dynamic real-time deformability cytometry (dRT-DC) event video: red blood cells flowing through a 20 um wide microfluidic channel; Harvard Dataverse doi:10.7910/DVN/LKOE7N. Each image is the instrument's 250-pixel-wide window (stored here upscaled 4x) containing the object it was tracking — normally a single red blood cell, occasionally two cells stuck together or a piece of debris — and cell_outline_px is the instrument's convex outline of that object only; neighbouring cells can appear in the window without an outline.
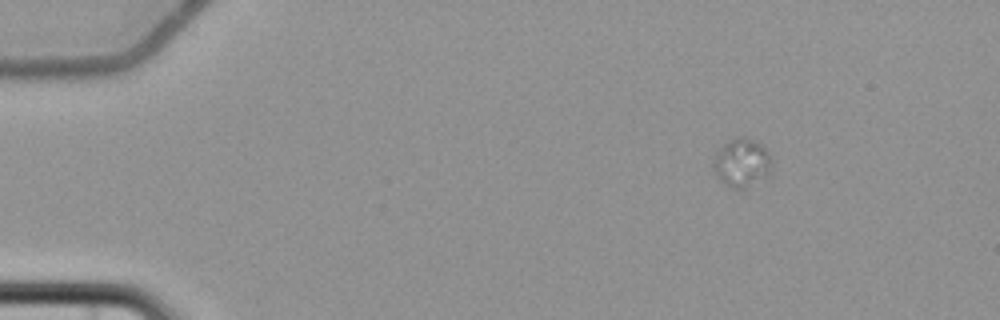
{"species": "common noctule bat (a hibernating species)", "species_latin": "Nyctalus noctula", "temperature_condition": "cold", "stored_images_in_passage": 5, "camera_frame_rate_fps": 3000, "um_per_image_px": 0.085, "animal": {"sex": "female", "body_mass_g": 22.7, "forearm_length_mm": 54.2}, "frame": {"image": 1, "passage_image": 1, "time_ms": 0.0, "image_size_px": [1000, 320], "cell_outline_px": [[772, 168], [768, 176], [744, 188], [732, 188], [724, 184], [716, 176], [712, 164], [712, 160], [716, 152], [728, 140], [740, 136], [744, 136], [760, 144], [768, 152], [772, 164]], "centroid_in_image_um": [63.03, 13.83], "position_along_channel_um": 22.0, "area_um2": 16.53}}
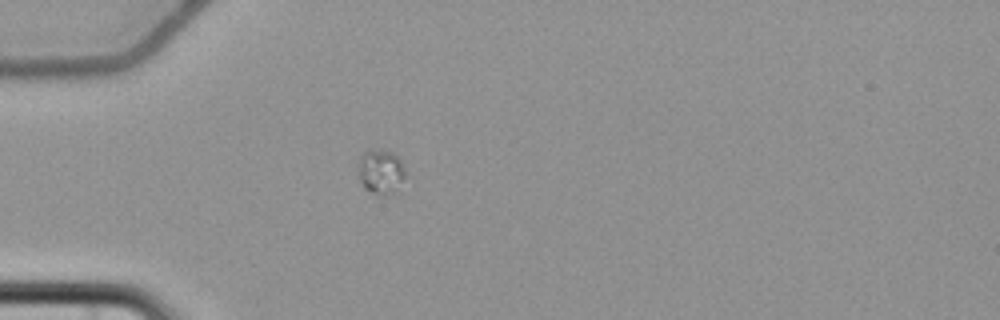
{"frame": {"image": 2, "passage_image": 3, "time_ms": 3.333, "image_size_px": [1000, 320], "cell_outline_px": [[404, 176], [396, 192], [384, 196], [372, 192], [364, 188], [360, 180], [360, 156], [364, 152], [392, 152], [400, 160], [404, 168]], "centroid_in_image_um": [32.39, 14.65], "position_along_channel_um": 52.6, "area_um2": 11.62}}
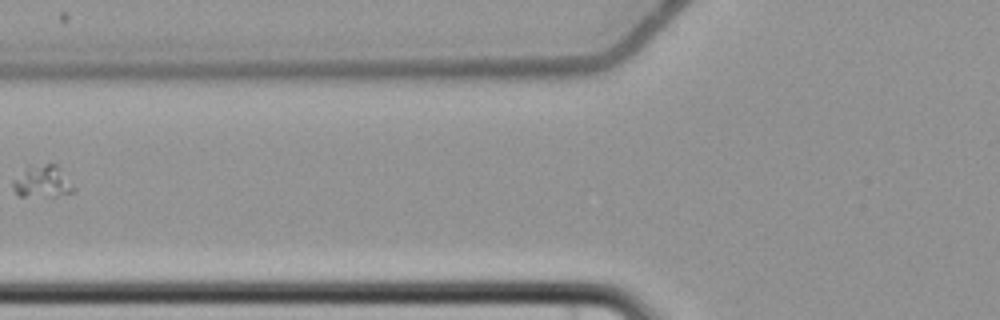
{"frame": {"image": 3, "passage_image": 5, "time_ms": 5.667, "image_size_px": [1000, 320], "cell_outline_px": [[76, 192], [56, 196], [20, 196], [12, 188], [12, 180], [28, 164], [56, 164], [60, 168], [76, 188]], "centroid_in_image_um": [3.6, 15.42], "position_along_channel_um": 122.2, "area_um2": 11.68}}